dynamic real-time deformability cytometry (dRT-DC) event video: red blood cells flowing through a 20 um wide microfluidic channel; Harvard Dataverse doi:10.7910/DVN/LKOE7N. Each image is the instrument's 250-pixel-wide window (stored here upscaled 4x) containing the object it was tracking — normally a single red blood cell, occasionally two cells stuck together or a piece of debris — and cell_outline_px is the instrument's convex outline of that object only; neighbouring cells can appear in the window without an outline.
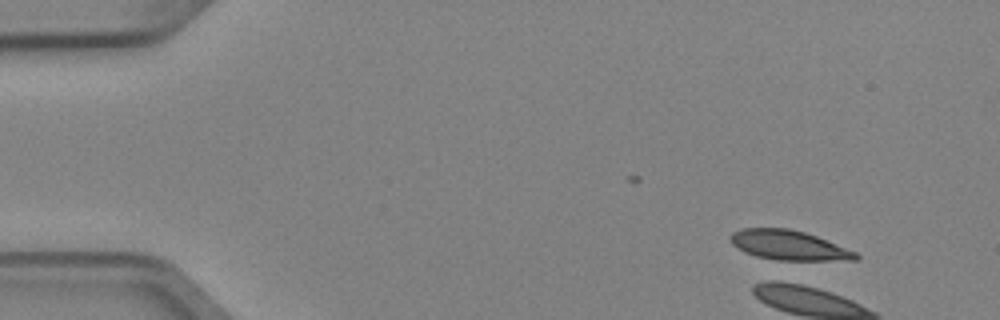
{"species": "Egyptian fruit bat (a non-hibernating species)", "species_latin": "Rousettus aegyptiacus", "temperature_condition": "cold", "stored_images_in_passage": 4, "camera_frame_rate_fps": 3000, "um_per_image_px": 0.085, "animal": {"sex": "female"}, "frame": {"image": 1, "passage_image": 1, "time_ms": 0.0, "image_size_px": [1000, 320], "cell_outline_px": [[860, 256], [856, 260], [776, 260], [756, 256], [744, 252], [732, 244], [732, 232], [740, 228], [788, 228], [804, 232], [816, 236], [856, 252]], "centroid_in_image_um": [67.04, 20.84], "position_along_channel_um": 18.0, "area_um2": 21.44}}